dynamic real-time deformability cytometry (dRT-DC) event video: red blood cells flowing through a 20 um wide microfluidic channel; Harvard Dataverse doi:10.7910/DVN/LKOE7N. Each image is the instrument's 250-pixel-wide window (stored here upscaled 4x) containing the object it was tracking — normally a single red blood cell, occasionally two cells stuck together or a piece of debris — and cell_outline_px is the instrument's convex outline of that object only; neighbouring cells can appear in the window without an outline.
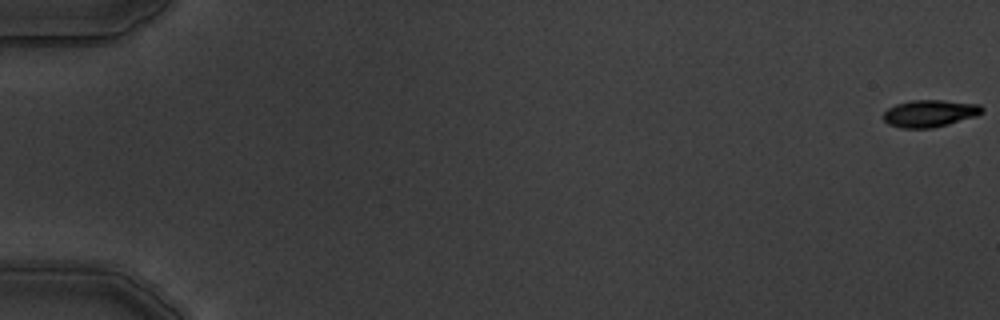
{"species": "common noctule bat (a hibernating species)", "species_latin": "Nyctalus noctula", "temperature_condition": "warm", "stored_images_in_passage": 6, "camera_frame_rate_fps": 3000, "um_per_image_px": 0.085, "animal": {"sex": "male", "body_mass_g": 19.5, "forearm_length_mm": 54.6}, "frame": {"image": 1, "passage_image": 1, "time_ms": 0.0, "image_size_px": [1000, 320], "cell_outline_px": [[984, 112], [976, 116], [948, 124], [932, 128], [904, 128], [888, 124], [884, 120], [884, 112], [888, 108], [896, 104], [912, 100], [944, 100], [980, 104], [984, 108]], "centroid_in_image_um": [79.06, 9.63], "position_along_channel_um": 5.9, "area_um2": 15.61}}
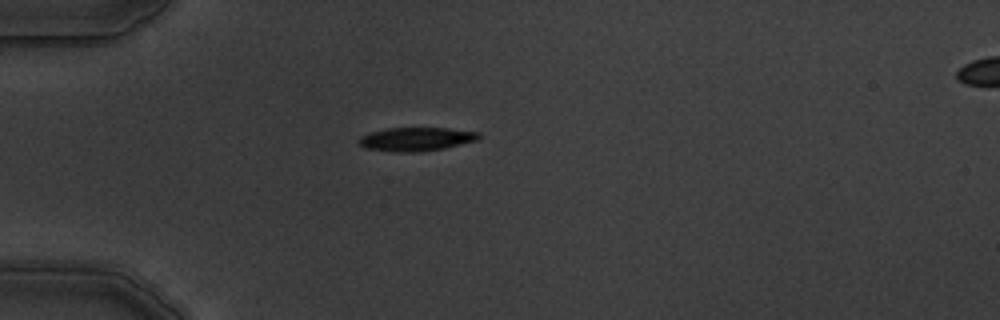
{"frame": {"image": 2, "passage_image": 5, "time_ms": 5.333, "image_size_px": [1000, 320], "cell_outline_px": [[480, 136], [476, 140], [444, 148], [416, 152], [396, 152], [368, 148], [360, 144], [360, 136], [372, 132], [388, 128], [448, 128], [480, 132]], "centroid_in_image_um": [35.41, 11.82], "position_along_channel_um": 49.6, "area_um2": 16.18}}